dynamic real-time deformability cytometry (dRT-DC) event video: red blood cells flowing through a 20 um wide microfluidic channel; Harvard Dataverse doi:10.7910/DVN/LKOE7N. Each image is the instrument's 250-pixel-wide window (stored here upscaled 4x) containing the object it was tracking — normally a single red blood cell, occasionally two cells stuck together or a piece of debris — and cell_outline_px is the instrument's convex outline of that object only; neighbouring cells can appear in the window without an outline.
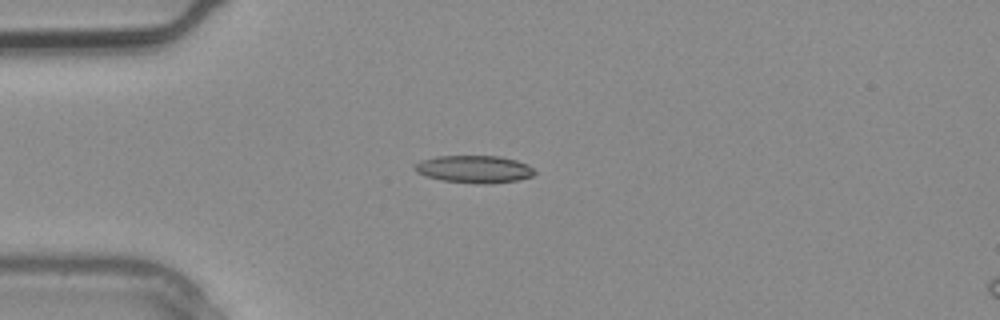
{"species": "common noctule bat (a hibernating species)", "species_latin": "Nyctalus noctula", "temperature_condition": "warm", "stored_images_in_passage": 4, "camera_frame_rate_fps": 3000, "um_per_image_px": 0.085, "animal": {"sex": "male", "body_mass_g": 20.4}, "frame": {"image": 1, "passage_image": 3, "time_ms": 0.667, "image_size_px": [1000, 320], "cell_outline_px": [[536, 172], [532, 176], [516, 180], [492, 184], [484, 184], [440, 180], [424, 176], [416, 172], [412, 168], [420, 160], [436, 156], [500, 156], [516, 160], [528, 164]], "centroid_in_image_um": [40.28, 14.38], "position_along_channel_um": 44.7, "area_um2": 19.31}}